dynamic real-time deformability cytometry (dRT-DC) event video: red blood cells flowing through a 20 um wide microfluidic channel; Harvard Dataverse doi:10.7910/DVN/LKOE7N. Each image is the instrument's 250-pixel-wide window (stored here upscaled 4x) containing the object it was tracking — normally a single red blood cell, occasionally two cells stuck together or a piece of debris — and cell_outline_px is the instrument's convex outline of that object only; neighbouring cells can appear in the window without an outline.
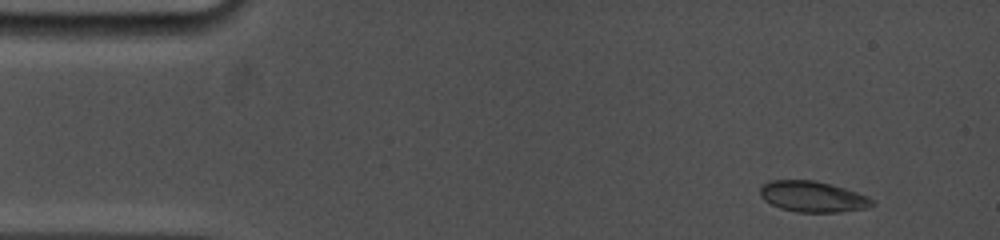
{"species": "common noctule bat (a hibernating species)", "species_latin": "Nyctalus noctula", "temperature_condition": "cold", "stored_images_in_passage": 8, "camera_frame_rate_fps": 5000, "um_per_image_px": 0.085, "animal": {"sex": "female", "body_mass_g": 19.0, "forearm_length_mm": 53.3}, "frame": {"image": 1, "passage_image": 1, "time_ms": 0.0, "image_size_px": [1000, 240], "cell_outline_px": [[876, 204], [868, 208], [840, 212], [796, 212], [780, 208], [764, 200], [760, 196], [760, 188], [768, 180], [816, 180], [832, 184], [868, 196]], "centroid_in_image_um": [69.09, 16.71], "position_along_channel_um": 15.9, "area_um2": 20.29}}
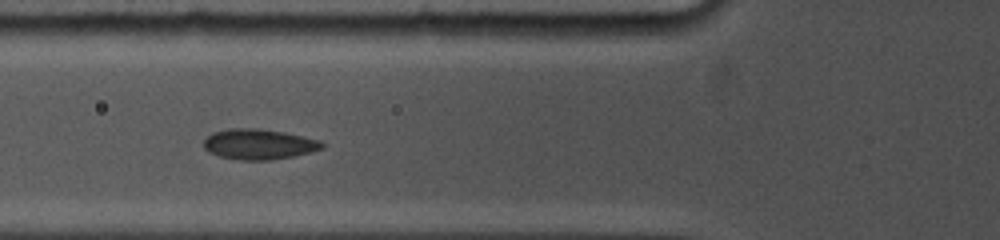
{"frame": {"image": 2, "passage_image": 6, "time_ms": 4.8, "image_size_px": [1000, 240], "cell_outline_px": [[324, 148], [292, 156], [272, 160], [240, 160], [220, 156], [208, 152], [204, 148], [204, 140], [212, 132], [228, 128], [260, 128], [284, 132], [320, 140], [324, 144]], "centroid_in_image_um": [21.98, 12.25], "position_along_channel_um": 103.8, "area_um2": 20.98}}
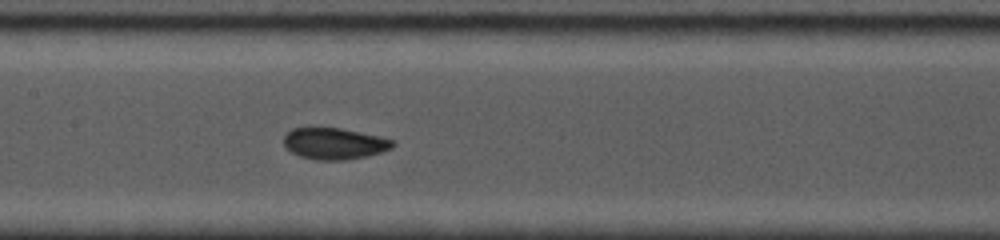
{"frame": {"image": 3, "passage_image": 8, "time_ms": 6.8, "image_size_px": [1000, 240], "cell_outline_px": [[396, 144], [392, 148], [368, 156], [348, 160], [316, 160], [300, 156], [284, 148], [284, 136], [292, 128], [308, 124], [340, 128], [380, 136], [396, 140]], "centroid_in_image_um": [28.39, 12.16], "position_along_channel_um": 179.0, "area_um2": 20.81}}